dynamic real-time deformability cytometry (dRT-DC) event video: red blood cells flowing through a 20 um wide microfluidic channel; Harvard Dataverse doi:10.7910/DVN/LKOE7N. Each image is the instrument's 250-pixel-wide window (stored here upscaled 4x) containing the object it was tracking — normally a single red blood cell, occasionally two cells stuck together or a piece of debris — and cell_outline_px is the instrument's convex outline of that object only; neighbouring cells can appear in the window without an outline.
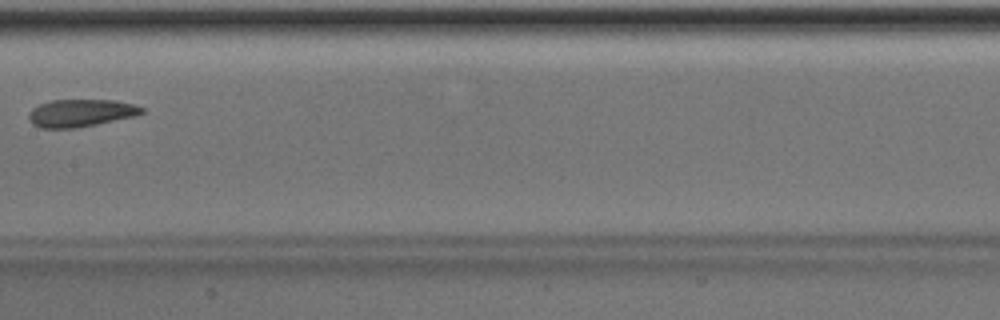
{"species": "Egyptian fruit bat (a non-hibernating species)", "species_latin": "Rousettus aegyptiacus", "temperature_condition": "room temperature", "stored_images_in_passage": 6, "camera_frame_rate_fps": 3000, "um_per_image_px": 0.085, "animal": {"sex": "male"}, "frame": {"image": 1, "passage_image": 6, "time_ms": 5.667, "image_size_px": [1000, 320], "cell_outline_px": [[144, 112], [136, 116], [76, 128], [40, 128], [32, 124], [28, 120], [28, 112], [32, 108], [40, 104], [52, 100], [112, 100], [136, 104], [144, 108]], "centroid_in_image_um": [6.85, 9.61], "position_along_channel_um": 200.5, "area_um2": 18.26}}